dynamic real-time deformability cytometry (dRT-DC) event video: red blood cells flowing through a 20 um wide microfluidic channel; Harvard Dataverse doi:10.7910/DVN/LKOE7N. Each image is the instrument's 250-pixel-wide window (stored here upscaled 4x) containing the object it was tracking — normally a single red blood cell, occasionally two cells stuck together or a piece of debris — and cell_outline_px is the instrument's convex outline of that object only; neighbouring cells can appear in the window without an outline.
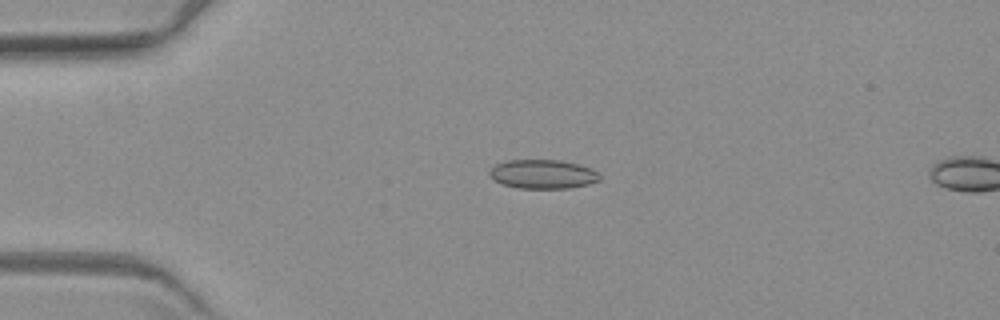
{"species": "common noctule bat (a hibernating species)", "species_latin": "Nyctalus noctula", "temperature_condition": "warm", "stored_images_in_passage": 5, "camera_frame_rate_fps": 3000, "um_per_image_px": 0.085, "animal": {"sex": "female", "body_mass_g": 19.3, "forearm_length_mm": 54.1}, "frame": {"image": 1, "passage_image": 4, "time_ms": 4.333, "image_size_px": [1000, 320], "cell_outline_px": [[600, 180], [588, 184], [572, 188], [516, 188], [500, 184], [488, 172], [496, 164], [504, 160], [560, 160], [580, 164], [592, 168], [600, 176]], "centroid_in_image_um": [46.15, 14.8], "position_along_channel_um": 38.8, "area_um2": 18.73}}